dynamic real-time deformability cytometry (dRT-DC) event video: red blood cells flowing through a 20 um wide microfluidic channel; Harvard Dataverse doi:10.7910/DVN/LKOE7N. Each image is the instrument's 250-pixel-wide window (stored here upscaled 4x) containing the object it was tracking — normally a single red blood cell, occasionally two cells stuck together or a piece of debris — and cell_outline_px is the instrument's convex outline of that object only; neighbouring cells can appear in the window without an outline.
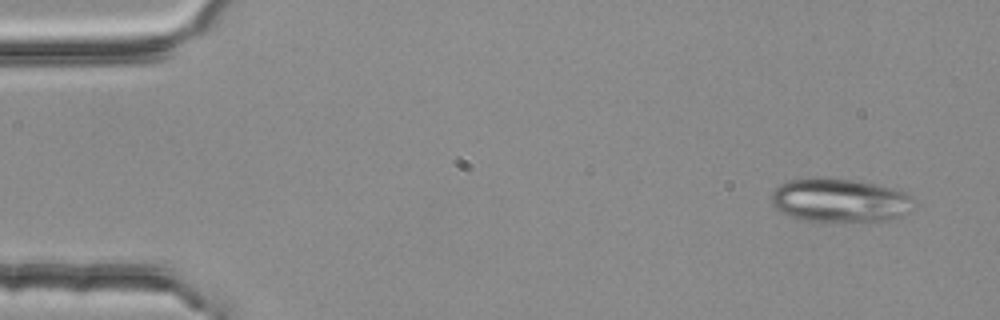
{"species": "common noctule bat (a hibernating species)", "species_latin": "Nyctalus noctula", "temperature_condition": "room temperature", "stored_images_in_passage": 3, "camera_frame_rate_fps": 3000, "um_per_image_px": 0.085, "animal": {"sex": "female", "body_mass_g": 25.1}, "frame": {"image": 1, "passage_image": 1, "time_ms": 0.0, "image_size_px": [1000, 320], "cell_outline_px": [[912, 200], [908, 212], [904, 216], [880, 220], [800, 220], [788, 216], [780, 212], [772, 204], [772, 192], [780, 184], [788, 180], [808, 176], [824, 176], [852, 180], [892, 188], [904, 192]], "centroid_in_image_um": [71.28, 16.99], "position_along_channel_um": 13.7, "area_um2": 35.95}}